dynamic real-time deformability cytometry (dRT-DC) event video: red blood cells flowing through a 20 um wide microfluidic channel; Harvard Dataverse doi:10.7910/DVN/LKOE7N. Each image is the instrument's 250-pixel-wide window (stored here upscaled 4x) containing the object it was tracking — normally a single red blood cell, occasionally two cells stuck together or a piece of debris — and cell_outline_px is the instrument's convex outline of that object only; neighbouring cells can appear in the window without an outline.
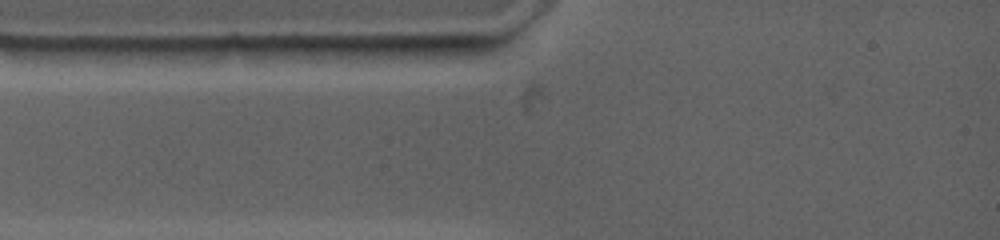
{"species": "common noctule bat (a hibernating species)", "species_latin": "Nyctalus noctula", "temperature_condition": "warm", "stored_images_in_passage": 2, "camera_frame_rate_fps": 4500, "um_per_image_px": 0.085, "animal": {"sex": "female", "body_mass_g": 19.0, "forearm_length_mm": 53.3}, "frame": {"image": 1, "passage_image": 1, "time_ms": 0.0, "image_size_px": [1000, 240], "cell_outline_px": [[444, 44], [440, 48], [424, 56], [376, 64], [312, 56], [280, 48], [292, 44]], "centroid_in_image_um": [31.05, 4.38], "position_along_channel_um": 54.0, "area_um2": 15.61}}